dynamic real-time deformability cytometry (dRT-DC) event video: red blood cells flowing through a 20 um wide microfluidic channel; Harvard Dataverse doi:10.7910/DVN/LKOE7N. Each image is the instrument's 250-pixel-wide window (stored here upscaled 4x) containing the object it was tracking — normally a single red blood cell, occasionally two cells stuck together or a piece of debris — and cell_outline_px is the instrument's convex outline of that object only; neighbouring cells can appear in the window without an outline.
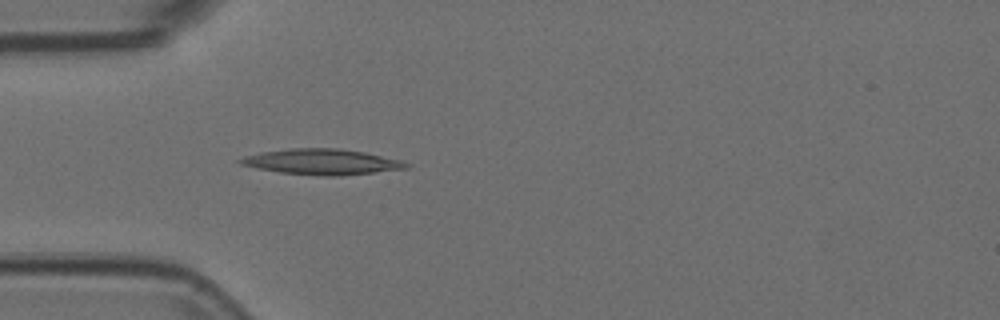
{"species": "Egyptian fruit bat (a non-hibernating species)", "species_latin": "Rousettus aegyptiacus", "temperature_condition": "room temperature", "stored_images_in_passage": 46, "camera_frame_rate_fps": 3000, "um_per_image_px": 0.085, "animal": {"sex": "female"}, "frame": {"image": 1, "passage_image": 8, "time_ms": 2.333, "image_size_px": [1000, 320], "cell_outline_px": [[412, 164], [408, 168], [340, 176], [324, 176], [280, 172], [256, 168], [240, 164], [236, 160], [244, 156], [260, 152], [288, 148], [340, 148], [364, 152], [404, 160]], "centroid_in_image_um": [27.38, 13.75], "position_along_channel_um": 57.6, "area_um2": 24.97}}
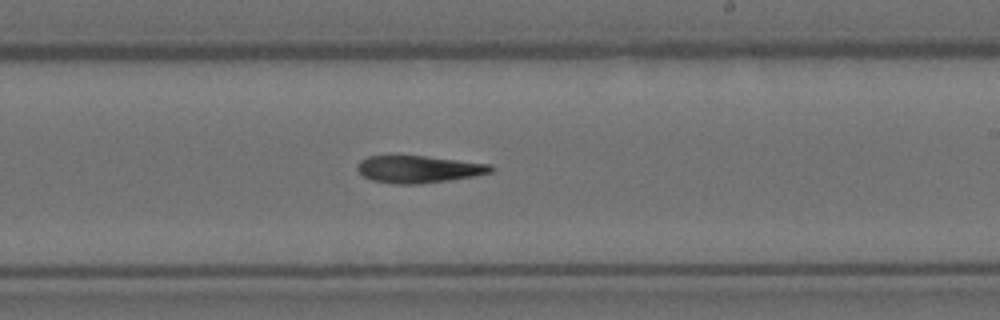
{"frame": {"image": 2, "passage_image": 24, "time_ms": 7.667, "image_size_px": [1000, 320], "cell_outline_px": [[496, 168], [492, 172], [472, 176], [448, 180], [420, 184], [392, 184], [372, 180], [364, 176], [356, 168], [360, 160], [368, 156], [424, 156], [492, 164]], "centroid_in_image_um": [35.59, 14.38], "position_along_channel_um": 253.4, "area_um2": 21.1}}
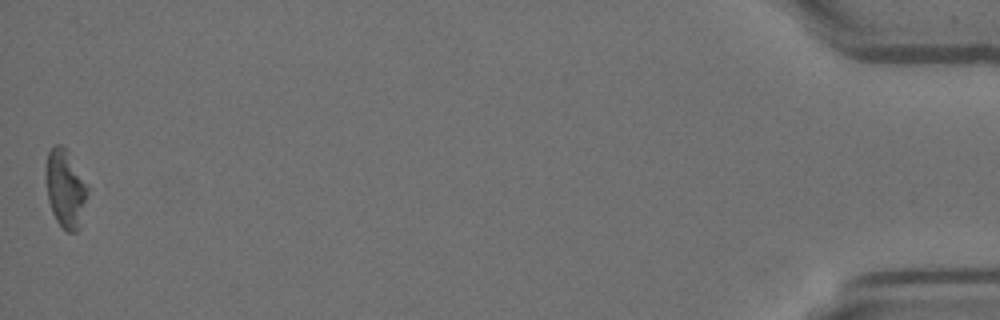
{"frame": {"image": 3, "passage_image": 46, "time_ms": 15.0, "image_size_px": [1000, 320], "cell_outline_px": [[88, 192], [80, 228], [76, 232], [68, 232], [56, 220], [52, 212], [48, 200], [44, 172], [44, 164], [48, 152], [56, 144], [60, 144], [64, 148], [88, 184]], "centroid_in_image_um": [5.54, 16.04], "position_along_channel_um": 429.7, "area_um2": 19.07}}